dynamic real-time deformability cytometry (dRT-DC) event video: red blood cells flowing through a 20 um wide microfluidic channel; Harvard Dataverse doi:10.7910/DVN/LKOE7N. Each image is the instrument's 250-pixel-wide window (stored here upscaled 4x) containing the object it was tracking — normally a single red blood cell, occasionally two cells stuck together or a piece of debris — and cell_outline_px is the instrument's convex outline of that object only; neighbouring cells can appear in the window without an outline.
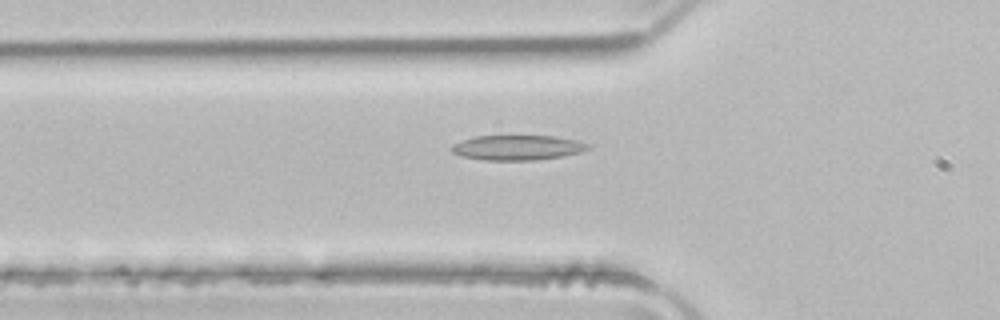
{"species": "common noctule bat (a hibernating species)", "species_latin": "Nyctalus noctula", "temperature_condition": "room temperature", "stored_images_in_passage": 46, "camera_frame_rate_fps": 3000, "um_per_image_px": 0.085, "animal": {"sex": "male", "body_mass_g": 21.5, "forearm_length_mm": 52.0}, "frame": {"image": 1, "passage_image": 17, "time_ms": 5.333, "image_size_px": [1000, 320], "cell_outline_px": [[588, 148], [580, 152], [564, 156], [536, 160], [484, 160], [460, 156], [452, 152], [448, 148], [452, 144], [476, 136], [556, 136], [576, 140], [588, 144]], "centroid_in_image_um": [43.94, 12.55], "position_along_channel_um": 81.9, "area_um2": 19.83}}
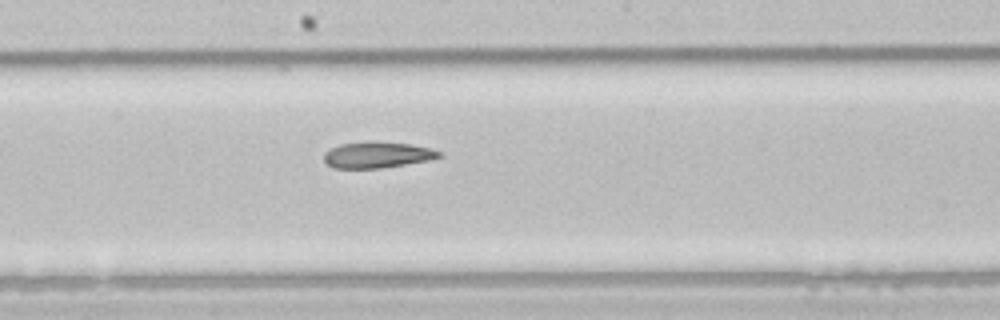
{"frame": {"image": 2, "passage_image": 27, "time_ms": 8.667, "image_size_px": [1000, 320], "cell_outline_px": [[440, 156], [428, 160], [380, 168], [332, 168], [324, 160], [324, 152], [340, 144], [408, 144], [428, 148], [440, 152]], "centroid_in_image_um": [32.01, 13.21], "position_along_channel_um": 216.2, "area_um2": 16.36}}
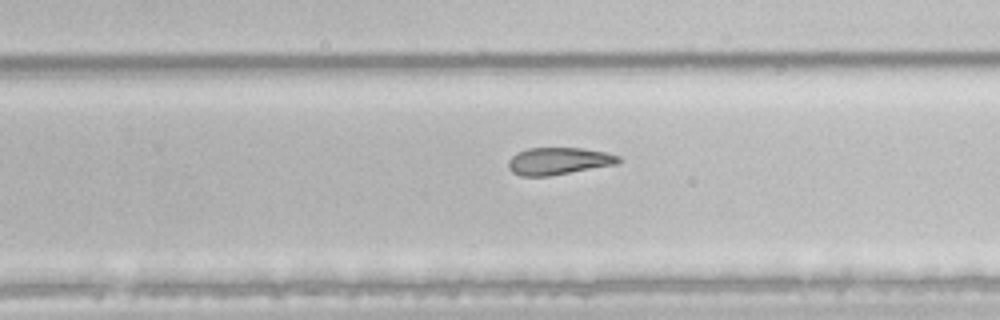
{"frame": {"image": 3, "passage_image": 32, "time_ms": 10.333, "image_size_px": [1000, 320], "cell_outline_px": [[620, 160], [616, 164], [548, 176], [520, 176], [512, 172], [508, 168], [508, 160], [516, 152], [528, 148], [584, 148], [604, 152], [620, 156]], "centroid_in_image_um": [47.43, 13.68], "position_along_channel_um": 282.4, "area_um2": 17.4}}